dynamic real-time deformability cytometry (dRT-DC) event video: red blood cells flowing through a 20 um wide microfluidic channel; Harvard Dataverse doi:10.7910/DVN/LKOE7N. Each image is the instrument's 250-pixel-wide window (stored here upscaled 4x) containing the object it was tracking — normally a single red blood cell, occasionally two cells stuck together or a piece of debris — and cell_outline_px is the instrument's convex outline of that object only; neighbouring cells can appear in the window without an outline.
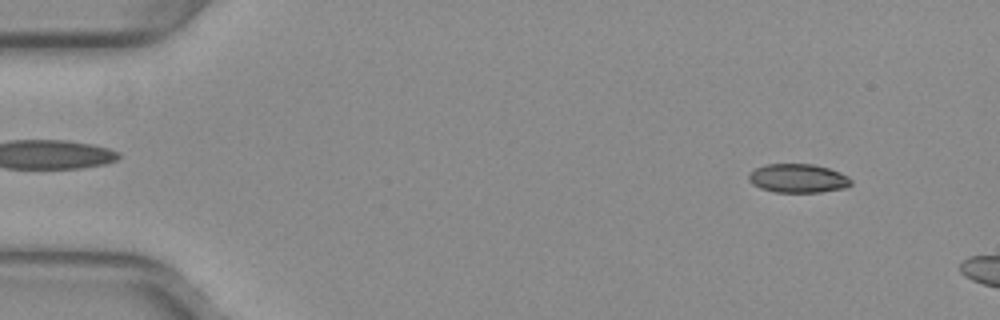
{"species": "common noctule bat (a hibernating species)", "species_latin": "Nyctalus noctula", "temperature_condition": "warm", "stored_images_in_passage": 10, "camera_frame_rate_fps": 3000, "um_per_image_px": 0.085, "animal": {"sex": "female", "body_mass_g": 29.2, "forearm_length_mm": 56.3}, "frame": {"image": 1, "passage_image": 5, "time_ms": 1.333, "image_size_px": [1000, 320], "cell_outline_px": [[852, 184], [848, 188], [820, 192], [776, 192], [760, 188], [752, 184], [748, 180], [748, 176], [756, 168], [764, 164], [812, 164], [828, 168], [840, 172], [848, 176], [852, 180]], "centroid_in_image_um": [67.86, 15.16], "position_along_channel_um": 17.1, "area_um2": 17.28}}